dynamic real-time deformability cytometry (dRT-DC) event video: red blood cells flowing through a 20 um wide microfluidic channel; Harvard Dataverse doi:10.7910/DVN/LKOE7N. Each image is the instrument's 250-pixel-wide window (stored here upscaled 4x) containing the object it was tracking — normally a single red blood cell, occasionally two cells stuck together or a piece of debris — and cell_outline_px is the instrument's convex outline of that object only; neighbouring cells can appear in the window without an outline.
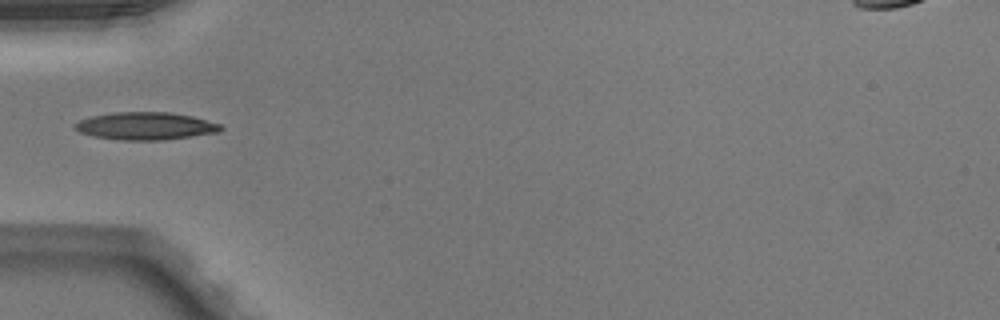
{"species": "Egyptian fruit bat (a non-hibernating species)", "species_latin": "Rousettus aegyptiacus", "temperature_condition": "warm", "stored_images_in_passage": 34, "camera_frame_rate_fps": 3000, "um_per_image_px": 0.085, "animal": {"sex": "male"}, "frame": {"image": 1, "passage_image": 1, "time_ms": 0.0, "image_size_px": [1000, 320], "cell_outline_px": [[224, 128], [220, 132], [164, 140], [124, 140], [96, 136], [80, 132], [76, 128], [76, 124], [80, 120], [92, 116], [112, 112], [172, 112], [192, 116], [220, 124]], "centroid_in_image_um": [12.44, 10.7], "position_along_channel_um": 72.6, "area_um2": 23.24}}
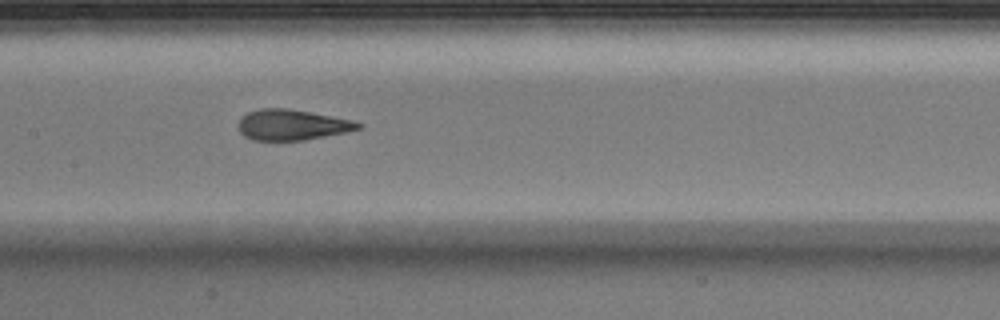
{"frame": {"image": 2, "passage_image": 9, "time_ms": 2.667, "image_size_px": [1000, 320], "cell_outline_px": [[364, 124], [360, 128], [344, 132], [304, 140], [252, 140], [244, 136], [240, 132], [236, 124], [240, 116], [248, 112], [260, 108], [288, 108], [332, 116], [352, 120]], "centroid_in_image_um": [24.75, 10.6], "position_along_channel_um": 182.6, "area_um2": 21.44}}
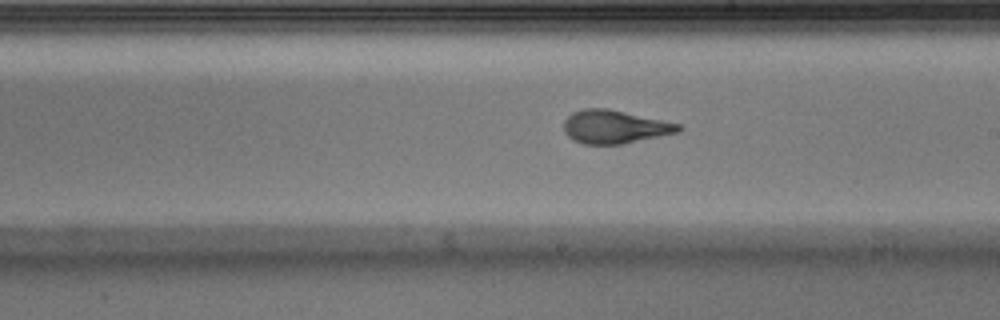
{"frame": {"image": 3, "passage_image": 13, "time_ms": 4.0, "image_size_px": [1000, 320], "cell_outline_px": [[684, 128], [680, 132], [620, 144], [584, 144], [572, 140], [564, 132], [564, 120], [572, 112], [584, 108], [608, 108], [680, 124]], "centroid_in_image_um": [52.23, 10.77], "position_along_channel_um": 236.8, "area_um2": 22.25}, "authors_computed_cell_mechanics": {"area_um2": 22.2819, "velocity_mm_per_s": 4.078, "shape_relaxation_time_tau1_ms": 4.5194, "shape_relaxation_time_tau2_ms": 0.8561, "deformation_change_tau1": 0.1814, "deformation_change_tau2": 0.0788}}